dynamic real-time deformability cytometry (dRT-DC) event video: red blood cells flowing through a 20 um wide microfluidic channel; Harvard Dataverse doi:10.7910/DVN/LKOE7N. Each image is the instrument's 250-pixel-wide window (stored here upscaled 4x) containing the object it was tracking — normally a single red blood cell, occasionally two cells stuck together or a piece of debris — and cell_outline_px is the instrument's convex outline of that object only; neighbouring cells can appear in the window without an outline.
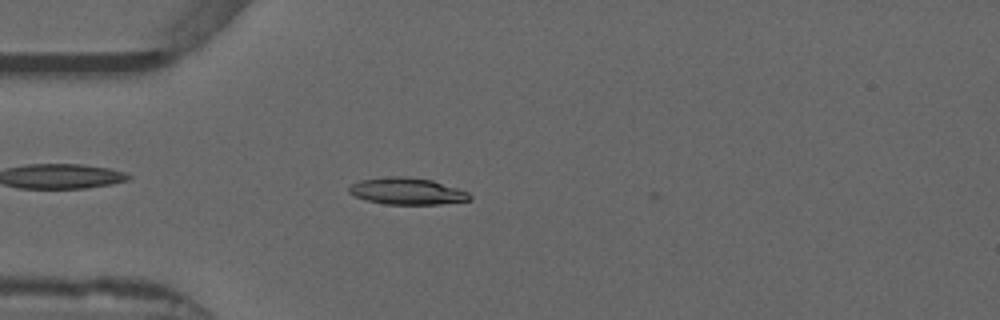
{"species": "common noctule bat (a hibernating species)", "species_latin": "Nyctalus noctula", "temperature_condition": "warm", "stored_images_in_passage": 9, "camera_frame_rate_fps": 3000, "um_per_image_px": 0.085, "animal": {"sex": "male", "forearm_length_mm": 52.5}, "frame": {"image": 1, "passage_image": 7, "time_ms": 2.0, "image_size_px": [1000, 320], "cell_outline_px": [[472, 200], [440, 204], [384, 204], [368, 200], [356, 196], [348, 192], [348, 188], [352, 184], [360, 180], [392, 176], [408, 176], [432, 180], [468, 192], [472, 196]], "centroid_in_image_um": [34.62, 16.25], "position_along_channel_um": 50.4, "area_um2": 18.73}}